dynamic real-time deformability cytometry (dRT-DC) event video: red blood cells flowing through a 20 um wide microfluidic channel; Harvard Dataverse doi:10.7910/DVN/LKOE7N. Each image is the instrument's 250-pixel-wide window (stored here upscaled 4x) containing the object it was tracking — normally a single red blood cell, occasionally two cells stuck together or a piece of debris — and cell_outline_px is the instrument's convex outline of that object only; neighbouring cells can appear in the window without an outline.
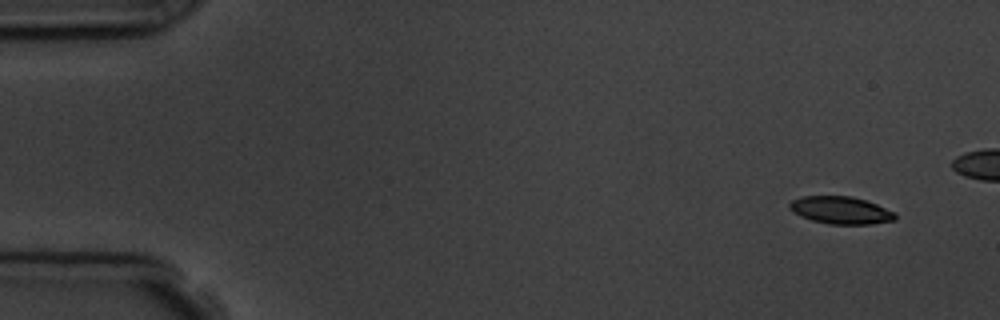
{"species": "common noctule bat (a hibernating species)", "species_latin": "Nyctalus noctula", "temperature_condition": "room temperature", "stored_images_in_passage": 7, "camera_frame_rate_fps": 3000, "um_per_image_px": 0.085, "animal": {"sex": "male", "body_mass_g": 19.5, "forearm_length_mm": 54.6}, "frame": {"image": 1, "passage_image": 1, "time_ms": 0.0, "image_size_px": [1000, 320], "cell_outline_px": [[896, 220], [872, 224], [828, 224], [812, 220], [800, 216], [792, 212], [788, 208], [788, 204], [792, 200], [800, 196], [852, 196], [876, 204], [896, 212]], "centroid_in_image_um": [71.44, 17.87], "position_along_channel_um": 13.6, "area_um2": 17.05}}